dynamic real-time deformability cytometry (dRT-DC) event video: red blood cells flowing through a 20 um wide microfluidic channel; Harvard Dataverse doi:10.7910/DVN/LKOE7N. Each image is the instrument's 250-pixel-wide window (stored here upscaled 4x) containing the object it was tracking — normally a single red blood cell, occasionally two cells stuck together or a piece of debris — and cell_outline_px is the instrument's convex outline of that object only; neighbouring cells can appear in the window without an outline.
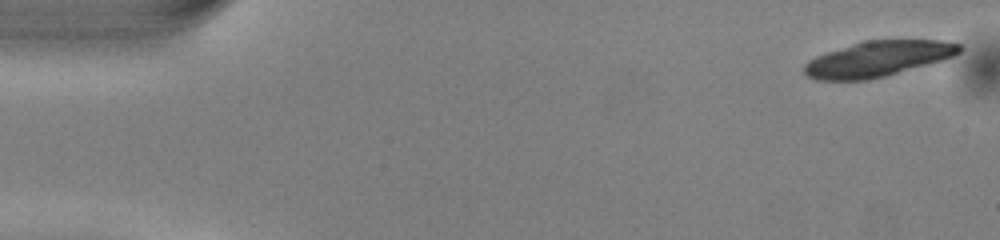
{"species": "common noctule bat (a hibernating species)", "species_latin": "Nyctalus noctula", "temperature_condition": "warm", "stored_images_in_passage": 16, "camera_frame_rate_fps": 3000, "um_per_image_px": 0.085, "animal": {"sex": "male", "body_mass_g": 13.0, "forearm_length_mm": 53.1}, "frame": {"image": 1, "passage_image": 1, "time_ms": 0.0, "image_size_px": [1000, 240], "cell_outline_px": [[960, 52], [944, 60], [884, 76], [868, 80], [816, 80], [808, 76], [804, 72], [804, 64], [808, 60], [816, 56], [864, 40], [944, 40], [960, 44]], "centroid_in_image_um": [74.62, 5.0], "position_along_channel_um": 10.4, "area_um2": 31.91}}